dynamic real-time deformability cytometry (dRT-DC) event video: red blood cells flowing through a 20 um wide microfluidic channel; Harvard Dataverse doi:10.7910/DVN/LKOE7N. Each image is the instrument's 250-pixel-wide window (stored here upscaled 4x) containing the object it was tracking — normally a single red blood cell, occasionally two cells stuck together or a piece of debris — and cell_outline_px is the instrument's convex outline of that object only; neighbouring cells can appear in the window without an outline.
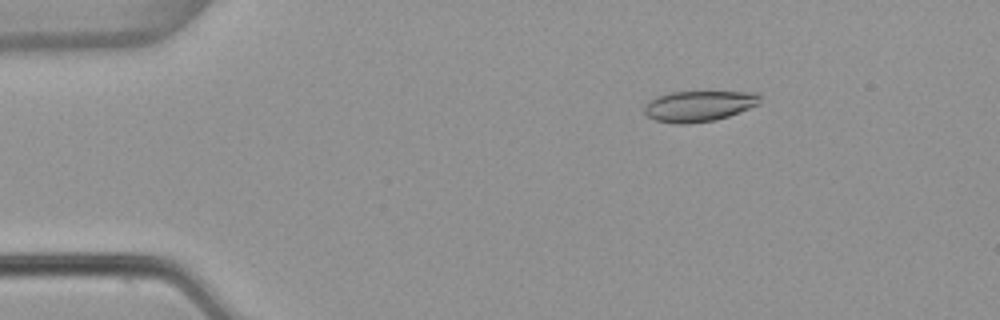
{"species": "common noctule bat (a hibernating species)", "species_latin": "Nyctalus noctula", "temperature_condition": "warm", "stored_images_in_passage": 52, "camera_frame_rate_fps": 3000, "um_per_image_px": 0.085, "animal": {"sex": "female", "body_mass_g": 22.7, "forearm_length_mm": 54.2}, "frame": {"image": 1, "passage_image": 7, "time_ms": 2.0, "image_size_px": [1000, 320], "cell_outline_px": [[760, 104], [740, 112], [716, 120], [688, 124], [676, 124], [656, 120], [648, 116], [644, 112], [644, 104], [648, 100], [672, 92], [756, 92], [760, 96]], "centroid_in_image_um": [59.41, 9.02], "position_along_channel_um": 25.6, "area_um2": 20.75}}
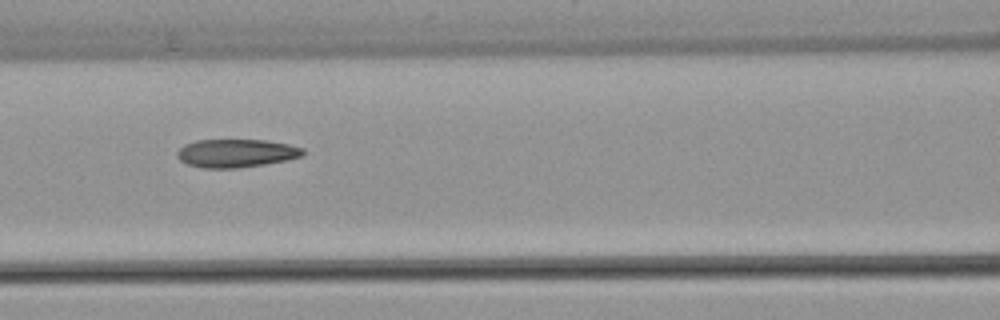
{"frame": {"image": 2, "passage_image": 22, "time_ms": 7.0, "image_size_px": [1000, 320], "cell_outline_px": [[304, 156], [288, 160], [240, 168], [204, 168], [188, 164], [180, 160], [176, 156], [176, 152], [184, 144], [196, 140], [264, 140], [288, 144], [304, 148]], "centroid_in_image_um": [20.08, 13.02], "position_along_channel_um": 146.5, "area_um2": 20.81}}
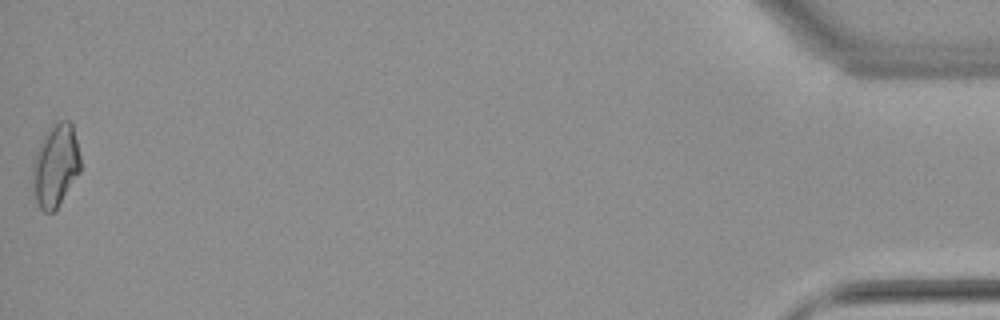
{"frame": {"image": 3, "passage_image": 52, "time_ms": 17.0, "image_size_px": [1000, 320], "cell_outline_px": [[80, 172], [56, 208], [52, 212], [44, 212], [40, 208], [36, 200], [32, 184], [32, 164], [36, 152], [48, 128], [52, 124], [60, 120], [72, 120], [80, 156]], "centroid_in_image_um": [4.72, 14.03], "position_along_channel_um": 430.5, "area_um2": 23.0}, "authors_computed_cell_mechanics": {"area_um2": 20.9525, "velocity_mm_per_s": 3.8222, "shape_relaxation_time_tau1_ms": null, "shape_relaxation_time_tau2_ms": 3.5888, "deformation_change_tau1": null, "deformation_change_tau2": 0.099}}